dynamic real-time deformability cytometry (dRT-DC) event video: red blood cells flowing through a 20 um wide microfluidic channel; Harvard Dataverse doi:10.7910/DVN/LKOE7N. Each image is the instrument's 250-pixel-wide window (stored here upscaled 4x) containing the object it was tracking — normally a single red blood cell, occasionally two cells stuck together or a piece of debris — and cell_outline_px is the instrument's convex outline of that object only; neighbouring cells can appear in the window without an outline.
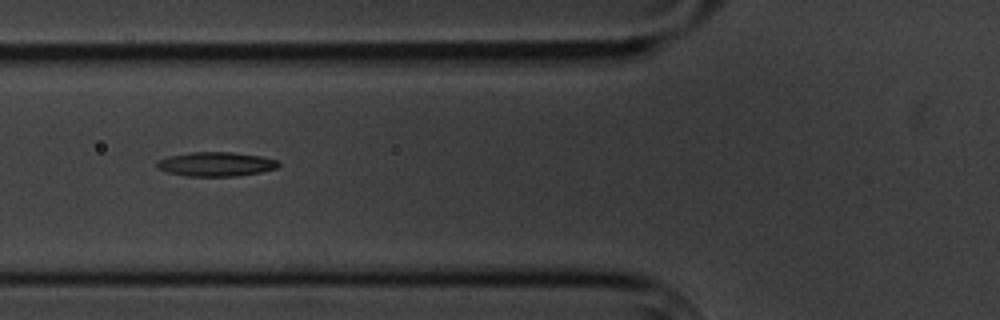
{"species": "common noctule bat (a hibernating species)", "species_latin": "Nyctalus noctula", "temperature_condition": "cold", "stored_images_in_passage": 7, "camera_frame_rate_fps": 3000, "um_per_image_px": 0.085, "animal": {"sex": "male", "body_mass_g": 20.1, "forearm_length_mm": 53.5}, "frame": {"image": 1, "passage_image": 2, "time_ms": 1.333, "image_size_px": [1000, 320], "cell_outline_px": [[280, 164], [276, 168], [260, 172], [236, 176], [184, 176], [168, 172], [156, 168], [156, 160], [168, 156], [192, 152], [232, 152], [260, 156], [276, 160]], "centroid_in_image_um": [18.3, 13.95], "position_along_channel_um": 107.5, "area_um2": 17.17}}
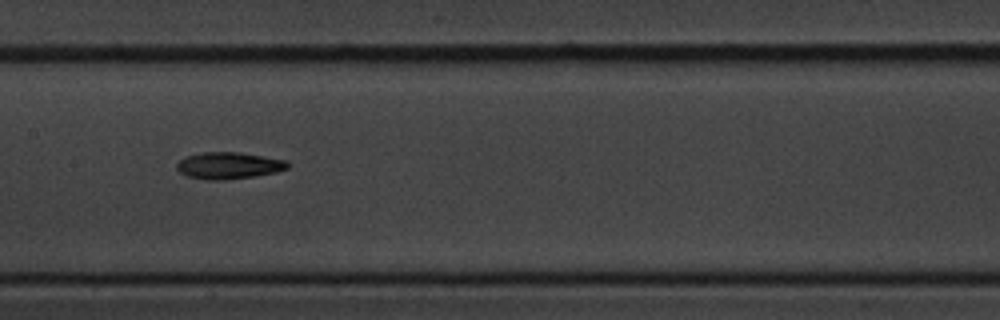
{"frame": {"image": 2, "passage_image": 4, "time_ms": 3.667, "image_size_px": [1000, 320], "cell_outline_px": [[288, 168], [276, 172], [256, 176], [224, 180], [204, 180], [188, 176], [180, 172], [176, 168], [176, 164], [184, 156], [204, 152], [240, 152], [288, 160]], "centroid_in_image_um": [19.44, 14.07], "position_along_channel_um": 188.0, "area_um2": 17.46}}
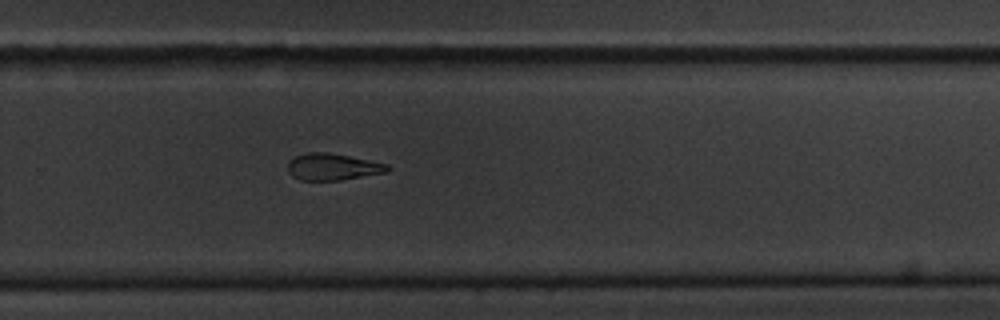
{"frame": {"image": 3, "passage_image": 7, "time_ms": 7.0, "image_size_px": [1000, 320], "cell_outline_px": [[392, 168], [388, 172], [340, 180], [300, 180], [292, 176], [288, 172], [288, 160], [296, 156], [308, 152], [328, 152], [388, 164]], "centroid_in_image_um": [28.28, 14.18], "position_along_channel_um": 301.5, "area_um2": 15.55}}